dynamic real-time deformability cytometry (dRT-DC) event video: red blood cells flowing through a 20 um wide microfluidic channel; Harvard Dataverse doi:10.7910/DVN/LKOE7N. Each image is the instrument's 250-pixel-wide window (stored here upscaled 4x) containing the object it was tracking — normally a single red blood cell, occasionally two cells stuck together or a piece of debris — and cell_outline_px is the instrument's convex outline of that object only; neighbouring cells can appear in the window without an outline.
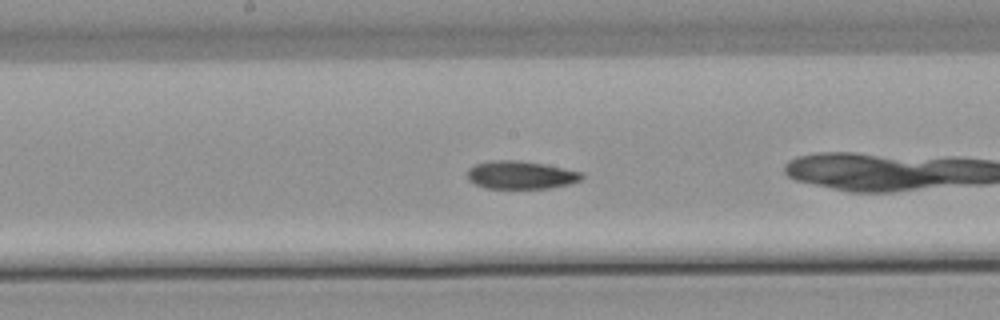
{"species": "common noctule bat (a hibernating species)", "species_latin": "Nyctalus noctula", "temperature_condition": "warm", "stored_images_in_passage": 25, "camera_frame_rate_fps": 3000, "um_per_image_px": 0.085, "animal": {"sex": "male", "body_mass_g": 21.5, "forearm_length_mm": 52.0}, "frame": {"image": 1, "passage_image": 11, "time_ms": 3.333, "image_size_px": [1000, 320], "cell_outline_px": [[584, 176], [580, 180], [568, 184], [548, 188], [484, 188], [468, 180], [468, 168], [476, 164], [492, 160], [516, 160], [544, 164], [580, 172]], "centroid_in_image_um": [44.22, 14.87], "position_along_channel_um": 204.0, "area_um2": 18.44}}